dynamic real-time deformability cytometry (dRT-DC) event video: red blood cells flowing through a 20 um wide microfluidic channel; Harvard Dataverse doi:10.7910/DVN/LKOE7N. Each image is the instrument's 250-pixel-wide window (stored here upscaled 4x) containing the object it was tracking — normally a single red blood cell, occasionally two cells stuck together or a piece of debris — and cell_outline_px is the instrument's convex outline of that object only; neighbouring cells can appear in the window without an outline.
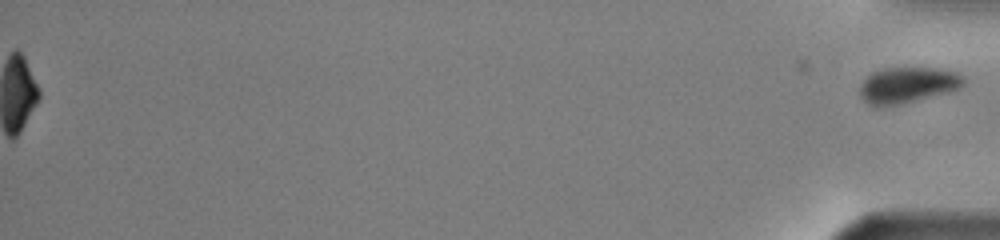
{"species": "common noctule bat (a hibernating species)", "species_latin": "Nyctalus noctula", "temperature_condition": "warm", "stored_images_in_passage": 44, "segment_of_instrument_passage": [2, 2], "camera_frame_rate_fps": 3000, "um_per_image_px": 0.085, "animal": {"sex": "male", "body_mass_g": 13.0, "forearm_length_mm": 53.1}, "frame": {"image": 1, "passage_image": 44, "time_ms": 14.333, "image_size_px": [1000, 240], "cell_outline_px": [[964, 84], [960, 88], [948, 92], [900, 104], [868, 104], [860, 96], [860, 84], [872, 72], [884, 68], [940, 68], [956, 72], [964, 76]], "centroid_in_image_um": [77.18, 7.2], "position_along_channel_um": 358.0, "area_um2": 21.39}}